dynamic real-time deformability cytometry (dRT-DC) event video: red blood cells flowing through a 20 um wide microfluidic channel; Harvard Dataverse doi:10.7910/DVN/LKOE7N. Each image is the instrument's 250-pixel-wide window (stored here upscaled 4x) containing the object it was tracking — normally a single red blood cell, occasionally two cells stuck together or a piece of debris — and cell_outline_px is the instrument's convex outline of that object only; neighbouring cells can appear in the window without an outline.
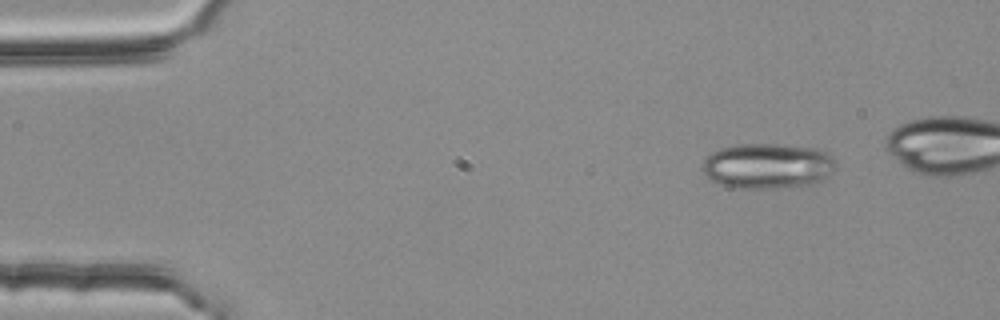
{"species": "common noctule bat (a hibernating species)", "species_latin": "Nyctalus noctula", "temperature_condition": "room temperature", "stored_images_in_passage": 4, "camera_frame_rate_fps": 3000, "um_per_image_px": 0.085, "animal": {"sex": "female", "body_mass_g": 25.1}, "frame": {"image": 1, "passage_image": 1, "time_ms": 0.0, "image_size_px": [1000, 320], "cell_outline_px": [[836, 168], [828, 176], [812, 184], [772, 188], [732, 188], [720, 184], [704, 176], [700, 168], [704, 160], [712, 152], [720, 148], [740, 144], [776, 144], [816, 148], [824, 152], [836, 164]], "centroid_in_image_um": [65.18, 14.11], "position_along_channel_um": 19.8, "area_um2": 35.2}}